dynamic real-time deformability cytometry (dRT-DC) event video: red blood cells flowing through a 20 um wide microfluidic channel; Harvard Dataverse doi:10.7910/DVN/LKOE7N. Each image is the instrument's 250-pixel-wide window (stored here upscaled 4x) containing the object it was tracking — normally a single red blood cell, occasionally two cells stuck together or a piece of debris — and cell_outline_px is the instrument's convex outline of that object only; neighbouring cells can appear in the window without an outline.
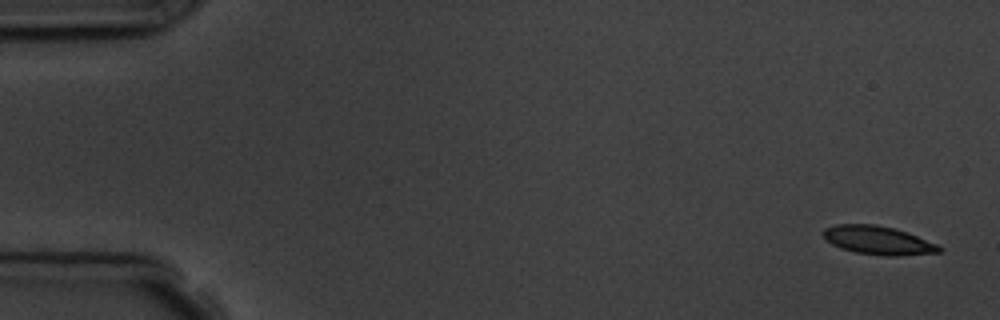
{"species": "common noctule bat (a hibernating species)", "species_latin": "Nyctalus noctula", "temperature_condition": "room temperature", "stored_images_in_passage": 16, "camera_frame_rate_fps": 3000, "um_per_image_px": 0.085, "animal": {"sex": "male", "body_mass_g": 19.5, "forearm_length_mm": 54.6}, "frame": {"image": 1, "passage_image": 1, "time_ms": 0.0, "image_size_px": [1000, 320], "cell_outline_px": [[944, 248], [940, 252], [896, 256], [884, 256], [856, 252], [840, 248], [824, 240], [820, 232], [824, 228], [836, 224], [876, 224], [896, 228], [936, 244]], "centroid_in_image_um": [74.57, 20.42], "position_along_channel_um": 10.4, "area_um2": 19.42}}
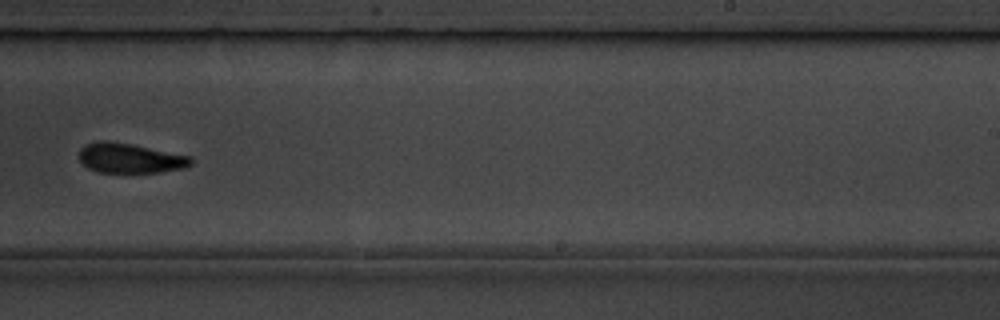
{"frame": {"image": 2, "passage_image": 10, "time_ms": 11.0, "image_size_px": [1000, 320], "cell_outline_px": [[192, 164], [184, 168], [160, 172], [96, 172], [88, 168], [80, 160], [80, 148], [84, 144], [100, 140], [108, 140], [132, 144], [192, 156]], "centroid_in_image_um": [11.05, 13.43], "position_along_channel_um": 277.9, "area_um2": 19.54}, "authors_computed_cell_mechanics": {"area_um2": 19.5653, "velocity_mm_per_s": 3.6606, "shape_relaxation_time_tau1_ms": 1.2031, "shape_relaxation_time_tau2_ms": null, "deformation_change_tau1": 0.0902, "deformation_change_tau2": null}}